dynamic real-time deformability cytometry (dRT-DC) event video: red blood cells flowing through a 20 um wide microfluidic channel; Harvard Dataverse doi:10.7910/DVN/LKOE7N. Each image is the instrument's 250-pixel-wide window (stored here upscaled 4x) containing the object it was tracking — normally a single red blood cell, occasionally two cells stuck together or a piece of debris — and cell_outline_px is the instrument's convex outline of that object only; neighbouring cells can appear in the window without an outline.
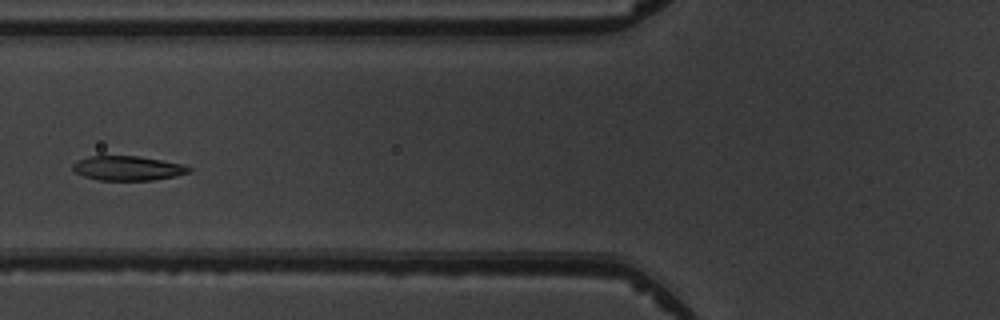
{"species": "common noctule bat (a hibernating species)", "species_latin": "Nyctalus noctula", "temperature_condition": "warm", "stored_images_in_passage": 6, "camera_frame_rate_fps": 3000, "um_per_image_px": 0.085, "animal": {"sex": "male", "body_mass_g": 19.5, "forearm_length_mm": 54.6}, "frame": {"image": 1, "passage_image": 4, "time_ms": 4.333, "image_size_px": [1000, 320], "cell_outline_px": [[192, 168], [188, 172], [176, 176], [152, 180], [100, 180], [84, 176], [76, 172], [72, 168], [72, 164], [88, 156], [140, 156], [184, 164]], "centroid_in_image_um": [10.88, 14.29], "position_along_channel_um": 114.9, "area_um2": 16.47}}
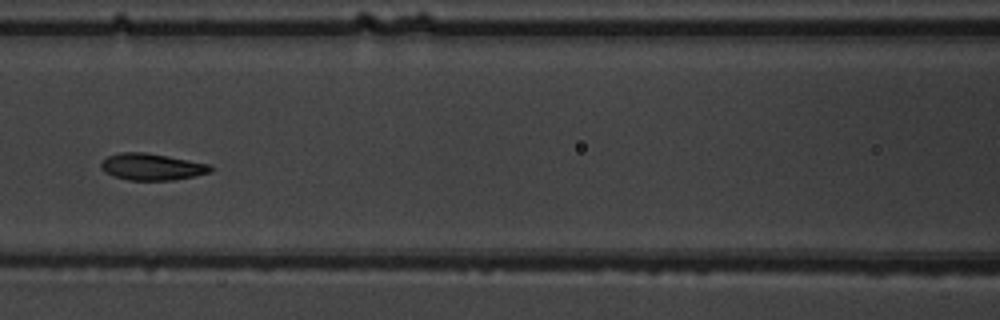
{"frame": {"image": 2, "passage_image": 5, "time_ms": 5.333, "image_size_px": [1000, 320], "cell_outline_px": [[216, 168], [212, 172], [196, 176], [172, 180], [128, 180], [112, 176], [104, 172], [100, 168], [100, 164], [108, 156], [120, 152], [144, 152], [168, 156], [212, 164]], "centroid_in_image_um": [12.96, 14.18], "position_along_channel_um": 153.6, "area_um2": 17.34}}
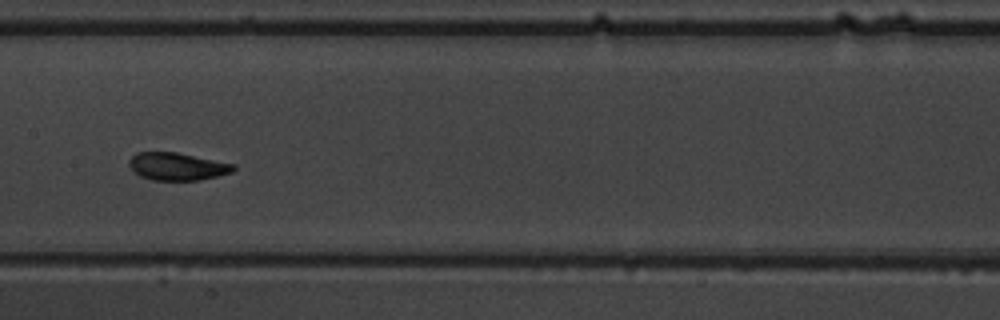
{"frame": {"image": 3, "passage_image": 6, "time_ms": 6.333, "image_size_px": [1000, 320], "cell_outline_px": [[236, 168], [232, 172], [220, 176], [200, 180], [152, 180], [140, 176], [128, 164], [128, 160], [136, 152], [176, 152], [236, 164]], "centroid_in_image_um": [15.09, 14.15], "position_along_channel_um": 192.3, "area_um2": 16.88}}